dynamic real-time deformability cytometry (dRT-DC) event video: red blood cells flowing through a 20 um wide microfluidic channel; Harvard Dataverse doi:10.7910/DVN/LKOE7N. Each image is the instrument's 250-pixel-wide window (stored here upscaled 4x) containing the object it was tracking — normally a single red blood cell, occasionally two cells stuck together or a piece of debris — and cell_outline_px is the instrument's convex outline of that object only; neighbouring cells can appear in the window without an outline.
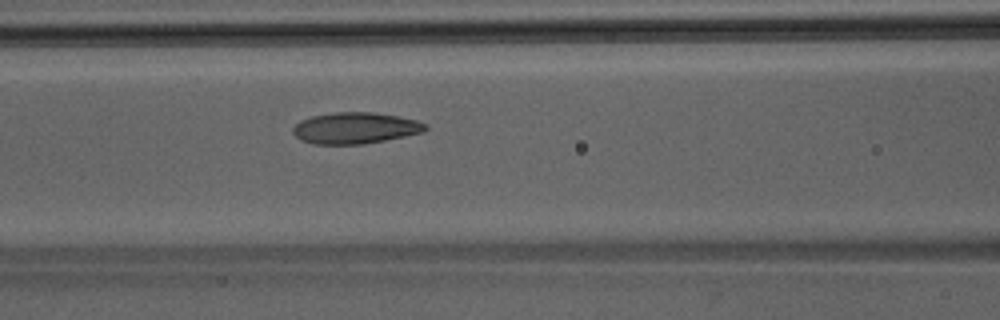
{"species": "Egyptian fruit bat (a non-hibernating species)", "species_latin": "Rousettus aegyptiacus", "temperature_condition": "room temperature", "stored_images_in_passage": 45, "camera_frame_rate_fps": 3000, "um_per_image_px": 0.085, "animal": {"sex": "male"}, "frame": {"image": 1, "passage_image": 19, "time_ms": 6.0, "image_size_px": [1000, 320], "cell_outline_px": [[428, 128], [424, 132], [384, 140], [360, 144], [312, 144], [300, 140], [292, 132], [292, 128], [300, 120], [312, 116], [336, 112], [372, 112], [396, 116], [416, 120], [428, 124]], "centroid_in_image_um": [30.18, 10.88], "position_along_channel_um": 136.4, "area_um2": 24.1}}
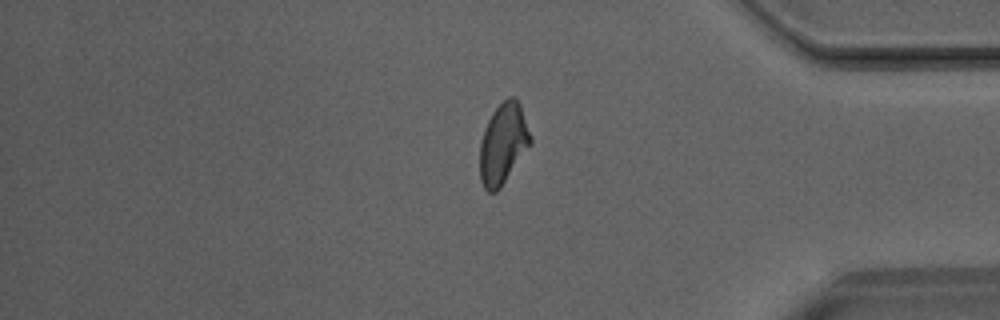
{"frame": {"image": 2, "passage_image": 38, "time_ms": 12.333, "image_size_px": [1000, 320], "cell_outline_px": [[532, 144], [500, 188], [496, 192], [488, 192], [484, 188], [480, 180], [480, 144], [484, 128], [492, 112], [508, 96], [512, 96], [520, 104], [532, 136]], "centroid_in_image_um": [42.78, 12.22], "position_along_channel_um": 392.4, "area_um2": 23.93}}
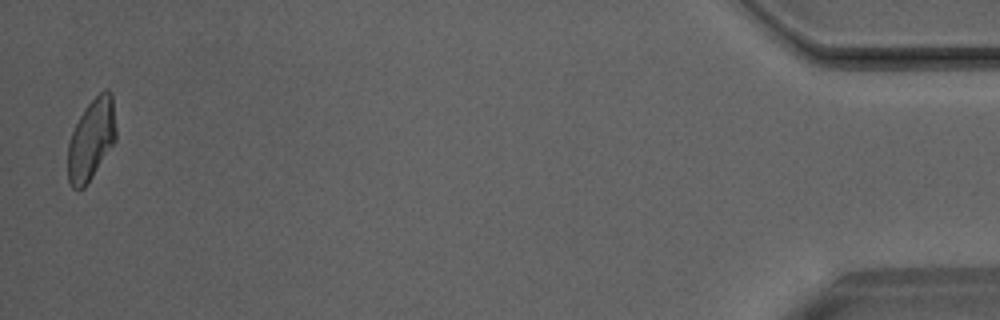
{"frame": {"image": 3, "passage_image": 45, "time_ms": 14.667, "image_size_px": [1000, 320], "cell_outline_px": [[116, 140], [84, 188], [72, 188], [68, 180], [68, 144], [72, 132], [84, 108], [104, 88], [108, 88], [112, 92], [116, 128]], "centroid_in_image_um": [7.77, 11.82], "position_along_channel_um": 427.4, "area_um2": 22.66}}